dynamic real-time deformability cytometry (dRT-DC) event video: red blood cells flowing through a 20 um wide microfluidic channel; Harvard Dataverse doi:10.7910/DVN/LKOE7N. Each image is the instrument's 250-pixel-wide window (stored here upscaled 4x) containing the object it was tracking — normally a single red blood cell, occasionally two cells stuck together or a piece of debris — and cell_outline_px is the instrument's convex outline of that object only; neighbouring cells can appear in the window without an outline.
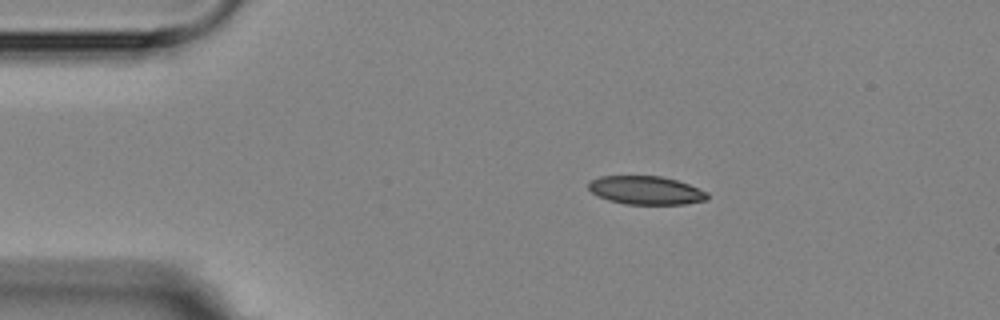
{"species": "Egyptian fruit bat (a non-hibernating species)", "species_latin": "Rousettus aegyptiacus", "temperature_condition": "room temperature", "stored_images_in_passage": 7, "camera_frame_rate_fps": 3000, "um_per_image_px": 0.085, "animal": {"sex": "female"}, "frame": {"image": 1, "passage_image": 1, "time_ms": 0.0, "image_size_px": [1000, 320], "cell_outline_px": [[708, 200], [684, 204], [624, 204], [608, 200], [592, 192], [588, 188], [588, 184], [592, 180], [600, 176], [664, 176], [688, 184], [708, 192]], "centroid_in_image_um": [54.93, 16.17], "position_along_channel_um": 30.1, "area_um2": 19.65}}
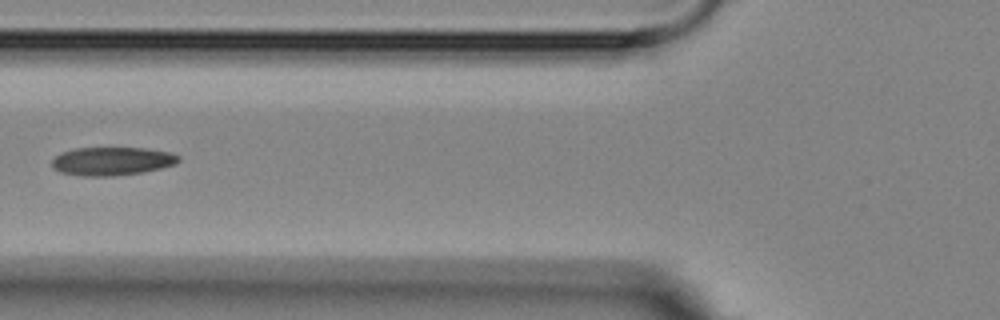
{"frame": {"image": 2, "passage_image": 4, "time_ms": 3.667, "image_size_px": [1000, 320], "cell_outline_px": [[180, 160], [176, 164], [160, 168], [140, 172], [112, 176], [84, 176], [60, 172], [52, 168], [52, 160], [60, 152], [72, 148], [144, 148], [172, 152], [180, 156]], "centroid_in_image_um": [9.51, 13.69], "position_along_channel_um": 116.3, "area_um2": 20.98}}
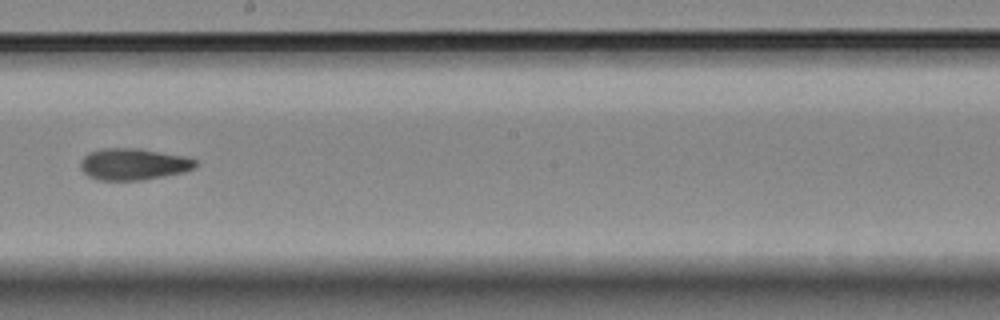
{"frame": {"image": 3, "passage_image": 7, "time_ms": 7.0, "image_size_px": [1000, 320], "cell_outline_px": [[196, 164], [192, 168], [184, 172], [164, 176], [140, 180], [100, 180], [88, 176], [80, 168], [80, 160], [88, 152], [104, 148], [136, 148], [184, 156], [196, 160]], "centroid_in_image_um": [11.29, 13.95], "position_along_channel_um": 236.9, "area_um2": 21.04}}